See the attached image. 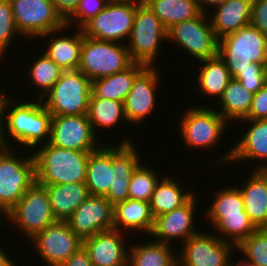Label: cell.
I'll use <instances>...</instances> for the list:
<instances>
[{"label":"cell","instance_id":"48","mask_svg":"<svg viewBox=\"0 0 267 266\" xmlns=\"http://www.w3.org/2000/svg\"><path fill=\"white\" fill-rule=\"evenodd\" d=\"M227 0H198V4L200 7V10L202 11V13H208L206 8H209L208 6L210 5L211 7H218L220 5H222L223 3H225ZM207 6V7H205Z\"/></svg>","mask_w":267,"mask_h":266},{"label":"cell","instance_id":"6","mask_svg":"<svg viewBox=\"0 0 267 266\" xmlns=\"http://www.w3.org/2000/svg\"><path fill=\"white\" fill-rule=\"evenodd\" d=\"M128 40L131 60L146 66L154 65L161 43L167 42V29L143 0L136 7Z\"/></svg>","mask_w":267,"mask_h":266},{"label":"cell","instance_id":"32","mask_svg":"<svg viewBox=\"0 0 267 266\" xmlns=\"http://www.w3.org/2000/svg\"><path fill=\"white\" fill-rule=\"evenodd\" d=\"M159 18L163 26L169 29L179 22L198 17L200 10L198 0H143Z\"/></svg>","mask_w":267,"mask_h":266},{"label":"cell","instance_id":"22","mask_svg":"<svg viewBox=\"0 0 267 266\" xmlns=\"http://www.w3.org/2000/svg\"><path fill=\"white\" fill-rule=\"evenodd\" d=\"M67 28L65 25L63 28L41 35L40 37L44 36L46 39L52 35L51 42H47V49L43 52L64 71L78 70L84 32L78 28V31L70 34L71 36L66 33L64 34L66 36L58 37L57 34H62V31H66Z\"/></svg>","mask_w":267,"mask_h":266},{"label":"cell","instance_id":"7","mask_svg":"<svg viewBox=\"0 0 267 266\" xmlns=\"http://www.w3.org/2000/svg\"><path fill=\"white\" fill-rule=\"evenodd\" d=\"M125 43L84 36L78 70L91 81L126 70L134 62Z\"/></svg>","mask_w":267,"mask_h":266},{"label":"cell","instance_id":"42","mask_svg":"<svg viewBox=\"0 0 267 266\" xmlns=\"http://www.w3.org/2000/svg\"><path fill=\"white\" fill-rule=\"evenodd\" d=\"M234 79L240 81L245 89L255 94L266 84L265 69H246L244 71H240Z\"/></svg>","mask_w":267,"mask_h":266},{"label":"cell","instance_id":"17","mask_svg":"<svg viewBox=\"0 0 267 266\" xmlns=\"http://www.w3.org/2000/svg\"><path fill=\"white\" fill-rule=\"evenodd\" d=\"M114 205L106 198L89 196L66 220L82 240L113 229Z\"/></svg>","mask_w":267,"mask_h":266},{"label":"cell","instance_id":"8","mask_svg":"<svg viewBox=\"0 0 267 266\" xmlns=\"http://www.w3.org/2000/svg\"><path fill=\"white\" fill-rule=\"evenodd\" d=\"M5 217L29 240L57 221L52 212L46 187L38 182L25 192Z\"/></svg>","mask_w":267,"mask_h":266},{"label":"cell","instance_id":"10","mask_svg":"<svg viewBox=\"0 0 267 266\" xmlns=\"http://www.w3.org/2000/svg\"><path fill=\"white\" fill-rule=\"evenodd\" d=\"M209 14L201 13L191 20L172 25L167 29V41H174L198 61L217 56L219 39L214 33Z\"/></svg>","mask_w":267,"mask_h":266},{"label":"cell","instance_id":"2","mask_svg":"<svg viewBox=\"0 0 267 266\" xmlns=\"http://www.w3.org/2000/svg\"><path fill=\"white\" fill-rule=\"evenodd\" d=\"M42 146L32 153L36 182L42 185L85 183L90 152L63 149L49 142Z\"/></svg>","mask_w":267,"mask_h":266},{"label":"cell","instance_id":"40","mask_svg":"<svg viewBox=\"0 0 267 266\" xmlns=\"http://www.w3.org/2000/svg\"><path fill=\"white\" fill-rule=\"evenodd\" d=\"M15 35L21 34L15 25L10 1L0 0V59L5 56L11 42L14 43Z\"/></svg>","mask_w":267,"mask_h":266},{"label":"cell","instance_id":"41","mask_svg":"<svg viewBox=\"0 0 267 266\" xmlns=\"http://www.w3.org/2000/svg\"><path fill=\"white\" fill-rule=\"evenodd\" d=\"M107 4L108 0H80L74 11L65 19V25L69 28L75 22L74 25L77 24L76 30L78 28L82 29L90 20L104 10Z\"/></svg>","mask_w":267,"mask_h":266},{"label":"cell","instance_id":"1","mask_svg":"<svg viewBox=\"0 0 267 266\" xmlns=\"http://www.w3.org/2000/svg\"><path fill=\"white\" fill-rule=\"evenodd\" d=\"M11 99L13 100L10 97L5 105L4 120L6 122L0 135V146L10 147L12 144L8 142L9 138L18 145H23L24 148L30 147L31 151L39 144L48 143L52 114L44 107L41 99L38 98L37 102L24 100L21 103H16V99L13 101ZM6 131L9 132L8 136L5 134Z\"/></svg>","mask_w":267,"mask_h":266},{"label":"cell","instance_id":"50","mask_svg":"<svg viewBox=\"0 0 267 266\" xmlns=\"http://www.w3.org/2000/svg\"><path fill=\"white\" fill-rule=\"evenodd\" d=\"M235 262H232L231 260V266H258L253 261L248 260L247 258L238 259V262L236 264H233Z\"/></svg>","mask_w":267,"mask_h":266},{"label":"cell","instance_id":"29","mask_svg":"<svg viewBox=\"0 0 267 266\" xmlns=\"http://www.w3.org/2000/svg\"><path fill=\"white\" fill-rule=\"evenodd\" d=\"M200 63L202 65L196 79L199 87L197 89L200 90L201 94L208 95L206 98L214 97L219 100L228 83L233 79L225 62L217 55L201 60Z\"/></svg>","mask_w":267,"mask_h":266},{"label":"cell","instance_id":"19","mask_svg":"<svg viewBox=\"0 0 267 266\" xmlns=\"http://www.w3.org/2000/svg\"><path fill=\"white\" fill-rule=\"evenodd\" d=\"M131 139L126 138L118 145H112L113 185L108 189L107 199L115 205L129 199V183L133 171L140 164L141 157Z\"/></svg>","mask_w":267,"mask_h":266},{"label":"cell","instance_id":"31","mask_svg":"<svg viewBox=\"0 0 267 266\" xmlns=\"http://www.w3.org/2000/svg\"><path fill=\"white\" fill-rule=\"evenodd\" d=\"M150 242V243H149ZM130 246L128 249V266H176L177 253L171 247L158 241ZM174 252V253H173Z\"/></svg>","mask_w":267,"mask_h":266},{"label":"cell","instance_id":"44","mask_svg":"<svg viewBox=\"0 0 267 266\" xmlns=\"http://www.w3.org/2000/svg\"><path fill=\"white\" fill-rule=\"evenodd\" d=\"M250 24L267 37V0H253Z\"/></svg>","mask_w":267,"mask_h":266},{"label":"cell","instance_id":"35","mask_svg":"<svg viewBox=\"0 0 267 266\" xmlns=\"http://www.w3.org/2000/svg\"><path fill=\"white\" fill-rule=\"evenodd\" d=\"M233 214H247L244 209L243 197L237 187L219 189L206 215L214 227L223 217Z\"/></svg>","mask_w":267,"mask_h":266},{"label":"cell","instance_id":"13","mask_svg":"<svg viewBox=\"0 0 267 266\" xmlns=\"http://www.w3.org/2000/svg\"><path fill=\"white\" fill-rule=\"evenodd\" d=\"M177 253L179 266H231L232 251L236 247L210 233L192 235Z\"/></svg>","mask_w":267,"mask_h":266},{"label":"cell","instance_id":"33","mask_svg":"<svg viewBox=\"0 0 267 266\" xmlns=\"http://www.w3.org/2000/svg\"><path fill=\"white\" fill-rule=\"evenodd\" d=\"M253 100V93L245 89L241 82L232 79L219 98L222 111H217L227 121H241L245 119L249 112Z\"/></svg>","mask_w":267,"mask_h":266},{"label":"cell","instance_id":"11","mask_svg":"<svg viewBox=\"0 0 267 266\" xmlns=\"http://www.w3.org/2000/svg\"><path fill=\"white\" fill-rule=\"evenodd\" d=\"M140 2H108L105 9L82 28L84 36L117 43L126 41Z\"/></svg>","mask_w":267,"mask_h":266},{"label":"cell","instance_id":"5","mask_svg":"<svg viewBox=\"0 0 267 266\" xmlns=\"http://www.w3.org/2000/svg\"><path fill=\"white\" fill-rule=\"evenodd\" d=\"M13 151L0 146V216H5L36 182L33 155L21 158ZM2 222L0 217V226Z\"/></svg>","mask_w":267,"mask_h":266},{"label":"cell","instance_id":"16","mask_svg":"<svg viewBox=\"0 0 267 266\" xmlns=\"http://www.w3.org/2000/svg\"><path fill=\"white\" fill-rule=\"evenodd\" d=\"M154 66H146L134 79L132 88L123 105L127 123L138 124L153 113L156 104L157 87L160 84L159 70Z\"/></svg>","mask_w":267,"mask_h":266},{"label":"cell","instance_id":"53","mask_svg":"<svg viewBox=\"0 0 267 266\" xmlns=\"http://www.w3.org/2000/svg\"><path fill=\"white\" fill-rule=\"evenodd\" d=\"M264 69H265V80L267 84V59H266V62L264 63Z\"/></svg>","mask_w":267,"mask_h":266},{"label":"cell","instance_id":"38","mask_svg":"<svg viewBox=\"0 0 267 266\" xmlns=\"http://www.w3.org/2000/svg\"><path fill=\"white\" fill-rule=\"evenodd\" d=\"M139 164L133 171L129 183V199L150 202L152 193L160 181L153 167ZM155 171V172H154Z\"/></svg>","mask_w":267,"mask_h":266},{"label":"cell","instance_id":"24","mask_svg":"<svg viewBox=\"0 0 267 266\" xmlns=\"http://www.w3.org/2000/svg\"><path fill=\"white\" fill-rule=\"evenodd\" d=\"M99 146L89 154L85 183L90 196L107 197L113 185L112 145Z\"/></svg>","mask_w":267,"mask_h":266},{"label":"cell","instance_id":"37","mask_svg":"<svg viewBox=\"0 0 267 266\" xmlns=\"http://www.w3.org/2000/svg\"><path fill=\"white\" fill-rule=\"evenodd\" d=\"M64 70L60 68L52 59H50L44 52L37 60H34L30 66L28 74L32 80L33 85H36L42 94L39 92L38 98L41 99L60 79Z\"/></svg>","mask_w":267,"mask_h":266},{"label":"cell","instance_id":"30","mask_svg":"<svg viewBox=\"0 0 267 266\" xmlns=\"http://www.w3.org/2000/svg\"><path fill=\"white\" fill-rule=\"evenodd\" d=\"M179 183L168 175L161 178L157 183L149 202L154 218L182 206L194 194L189 190L184 191L183 186Z\"/></svg>","mask_w":267,"mask_h":266},{"label":"cell","instance_id":"20","mask_svg":"<svg viewBox=\"0 0 267 266\" xmlns=\"http://www.w3.org/2000/svg\"><path fill=\"white\" fill-rule=\"evenodd\" d=\"M122 234L111 229L83 239L93 266H128V245Z\"/></svg>","mask_w":267,"mask_h":266},{"label":"cell","instance_id":"45","mask_svg":"<svg viewBox=\"0 0 267 266\" xmlns=\"http://www.w3.org/2000/svg\"><path fill=\"white\" fill-rule=\"evenodd\" d=\"M58 266H93L88 252L82 246L70 258Z\"/></svg>","mask_w":267,"mask_h":266},{"label":"cell","instance_id":"28","mask_svg":"<svg viewBox=\"0 0 267 266\" xmlns=\"http://www.w3.org/2000/svg\"><path fill=\"white\" fill-rule=\"evenodd\" d=\"M146 67L133 63L126 70L91 81V92L94 97L124 102L130 92L135 77Z\"/></svg>","mask_w":267,"mask_h":266},{"label":"cell","instance_id":"12","mask_svg":"<svg viewBox=\"0 0 267 266\" xmlns=\"http://www.w3.org/2000/svg\"><path fill=\"white\" fill-rule=\"evenodd\" d=\"M15 25L24 37L41 35L65 26V20L50 0H9Z\"/></svg>","mask_w":267,"mask_h":266},{"label":"cell","instance_id":"27","mask_svg":"<svg viewBox=\"0 0 267 266\" xmlns=\"http://www.w3.org/2000/svg\"><path fill=\"white\" fill-rule=\"evenodd\" d=\"M56 220L66 221L90 196L86 183L44 185Z\"/></svg>","mask_w":267,"mask_h":266},{"label":"cell","instance_id":"34","mask_svg":"<svg viewBox=\"0 0 267 266\" xmlns=\"http://www.w3.org/2000/svg\"><path fill=\"white\" fill-rule=\"evenodd\" d=\"M87 117L94 133L99 129L113 128L120 120L127 122L123 102L90 96ZM97 129V130H96Z\"/></svg>","mask_w":267,"mask_h":266},{"label":"cell","instance_id":"39","mask_svg":"<svg viewBox=\"0 0 267 266\" xmlns=\"http://www.w3.org/2000/svg\"><path fill=\"white\" fill-rule=\"evenodd\" d=\"M236 250L258 266H267V228L256 229Z\"/></svg>","mask_w":267,"mask_h":266},{"label":"cell","instance_id":"51","mask_svg":"<svg viewBox=\"0 0 267 266\" xmlns=\"http://www.w3.org/2000/svg\"><path fill=\"white\" fill-rule=\"evenodd\" d=\"M257 170L264 176L267 181V164L261 166L260 168H257Z\"/></svg>","mask_w":267,"mask_h":266},{"label":"cell","instance_id":"46","mask_svg":"<svg viewBox=\"0 0 267 266\" xmlns=\"http://www.w3.org/2000/svg\"><path fill=\"white\" fill-rule=\"evenodd\" d=\"M56 11L65 20L76 8L80 0H50Z\"/></svg>","mask_w":267,"mask_h":266},{"label":"cell","instance_id":"47","mask_svg":"<svg viewBox=\"0 0 267 266\" xmlns=\"http://www.w3.org/2000/svg\"><path fill=\"white\" fill-rule=\"evenodd\" d=\"M0 89V135L2 133L3 127H4V116H5V105L10 98L7 93H5V90ZM5 93V94H4ZM7 95V96H6Z\"/></svg>","mask_w":267,"mask_h":266},{"label":"cell","instance_id":"43","mask_svg":"<svg viewBox=\"0 0 267 266\" xmlns=\"http://www.w3.org/2000/svg\"><path fill=\"white\" fill-rule=\"evenodd\" d=\"M267 119V84L253 94L248 116L243 120Z\"/></svg>","mask_w":267,"mask_h":266},{"label":"cell","instance_id":"23","mask_svg":"<svg viewBox=\"0 0 267 266\" xmlns=\"http://www.w3.org/2000/svg\"><path fill=\"white\" fill-rule=\"evenodd\" d=\"M113 229L150 234L154 224L150 203L127 199L114 205Z\"/></svg>","mask_w":267,"mask_h":266},{"label":"cell","instance_id":"3","mask_svg":"<svg viewBox=\"0 0 267 266\" xmlns=\"http://www.w3.org/2000/svg\"><path fill=\"white\" fill-rule=\"evenodd\" d=\"M218 55L225 62L232 78L246 69L264 68L267 37L249 24L220 38Z\"/></svg>","mask_w":267,"mask_h":266},{"label":"cell","instance_id":"9","mask_svg":"<svg viewBox=\"0 0 267 266\" xmlns=\"http://www.w3.org/2000/svg\"><path fill=\"white\" fill-rule=\"evenodd\" d=\"M192 107L181 115L179 122L183 143L192 150L211 149L220 143L228 122L214 108Z\"/></svg>","mask_w":267,"mask_h":266},{"label":"cell","instance_id":"15","mask_svg":"<svg viewBox=\"0 0 267 266\" xmlns=\"http://www.w3.org/2000/svg\"><path fill=\"white\" fill-rule=\"evenodd\" d=\"M98 136L84 115L52 116L49 143L63 149L92 152L97 146Z\"/></svg>","mask_w":267,"mask_h":266},{"label":"cell","instance_id":"49","mask_svg":"<svg viewBox=\"0 0 267 266\" xmlns=\"http://www.w3.org/2000/svg\"><path fill=\"white\" fill-rule=\"evenodd\" d=\"M3 250L2 247H0V266H16L14 264V260L12 261L10 257H8V254H6V251Z\"/></svg>","mask_w":267,"mask_h":266},{"label":"cell","instance_id":"52","mask_svg":"<svg viewBox=\"0 0 267 266\" xmlns=\"http://www.w3.org/2000/svg\"><path fill=\"white\" fill-rule=\"evenodd\" d=\"M130 1H142V0H108V2H130Z\"/></svg>","mask_w":267,"mask_h":266},{"label":"cell","instance_id":"25","mask_svg":"<svg viewBox=\"0 0 267 266\" xmlns=\"http://www.w3.org/2000/svg\"><path fill=\"white\" fill-rule=\"evenodd\" d=\"M253 0H227L216 7L210 19L218 39L238 31L251 22Z\"/></svg>","mask_w":267,"mask_h":266},{"label":"cell","instance_id":"21","mask_svg":"<svg viewBox=\"0 0 267 266\" xmlns=\"http://www.w3.org/2000/svg\"><path fill=\"white\" fill-rule=\"evenodd\" d=\"M249 124L247 131L242 135L240 141L234 144L228 152L218 158V164L224 163L232 164V161L237 160H259V164L254 169L260 168L267 164V119L263 120H241V122ZM258 159V160H257ZM261 160V161H260ZM264 163V164H263Z\"/></svg>","mask_w":267,"mask_h":266},{"label":"cell","instance_id":"14","mask_svg":"<svg viewBox=\"0 0 267 266\" xmlns=\"http://www.w3.org/2000/svg\"><path fill=\"white\" fill-rule=\"evenodd\" d=\"M29 241H32L38 256L48 266L62 264L83 246V240L74 233L67 221L59 220Z\"/></svg>","mask_w":267,"mask_h":266},{"label":"cell","instance_id":"26","mask_svg":"<svg viewBox=\"0 0 267 266\" xmlns=\"http://www.w3.org/2000/svg\"><path fill=\"white\" fill-rule=\"evenodd\" d=\"M251 171L243 187H236L240 190L245 212L254 226L257 229L267 228V181L257 169Z\"/></svg>","mask_w":267,"mask_h":266},{"label":"cell","instance_id":"18","mask_svg":"<svg viewBox=\"0 0 267 266\" xmlns=\"http://www.w3.org/2000/svg\"><path fill=\"white\" fill-rule=\"evenodd\" d=\"M197 198L195 193L180 207L171 212L162 214L154 218L151 233L155 241L164 244H171V240H179L180 243L187 241L192 235L198 233L195 226V212H197ZM194 224V225H193Z\"/></svg>","mask_w":267,"mask_h":266},{"label":"cell","instance_id":"4","mask_svg":"<svg viewBox=\"0 0 267 266\" xmlns=\"http://www.w3.org/2000/svg\"><path fill=\"white\" fill-rule=\"evenodd\" d=\"M91 94V80L80 70H67L41 101L52 116L84 115Z\"/></svg>","mask_w":267,"mask_h":266},{"label":"cell","instance_id":"36","mask_svg":"<svg viewBox=\"0 0 267 266\" xmlns=\"http://www.w3.org/2000/svg\"><path fill=\"white\" fill-rule=\"evenodd\" d=\"M214 228L219 231L216 235L220 239L233 244L235 247L257 229L249 219L248 214L227 215Z\"/></svg>","mask_w":267,"mask_h":266}]
</instances>
